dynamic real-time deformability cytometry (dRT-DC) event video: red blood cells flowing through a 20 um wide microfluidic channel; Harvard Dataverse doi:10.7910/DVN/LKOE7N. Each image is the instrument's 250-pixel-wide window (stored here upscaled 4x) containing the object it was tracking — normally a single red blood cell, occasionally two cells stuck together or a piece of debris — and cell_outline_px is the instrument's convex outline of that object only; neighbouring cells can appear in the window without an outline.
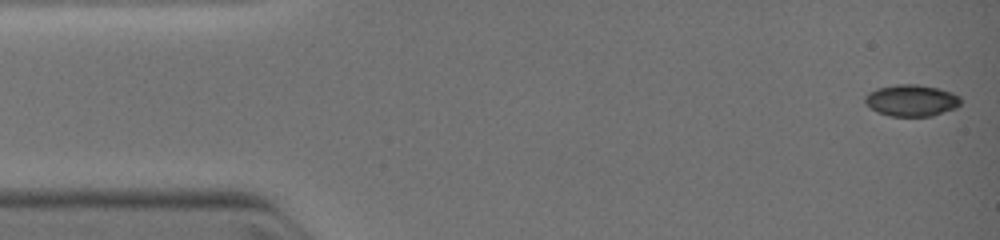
{"species": "common noctule bat (a hibernating species)", "species_latin": "Nyctalus noctula", "temperature_condition": "warm", "stored_images_in_passage": 38, "camera_frame_rate_fps": 3000, "um_per_image_px": 0.085, "animal": {"sex": "female", "body_mass_g": 19.0, "forearm_length_mm": 51.5}, "frame": {"image": 1, "passage_image": 1, "time_ms": 0.0, "image_size_px": [1000, 240], "cell_outline_px": [[960, 104], [956, 108], [932, 116], [892, 116], [880, 112], [872, 108], [864, 100], [864, 96], [868, 92], [876, 88], [896, 84], [916, 84], [940, 88], [952, 92], [960, 96]], "centroid_in_image_um": [77.5, 8.52], "position_along_channel_um": 7.5, "area_um2": 17.63}}
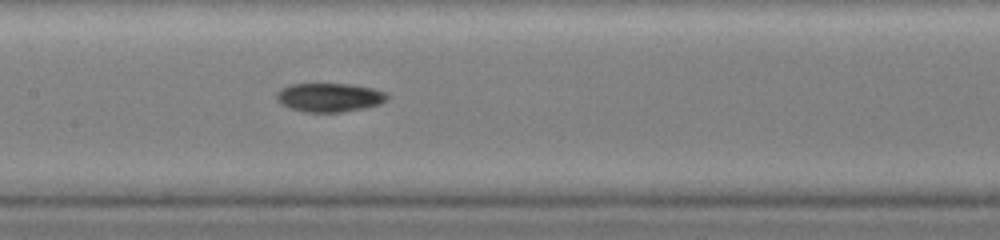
{"frame": {"image": 2, "passage_image": 18, "time_ms": 5.667, "image_size_px": [1000, 240], "cell_outline_px": [[388, 96], [380, 104], [340, 112], [304, 112], [280, 104], [276, 100], [276, 92], [280, 88], [288, 84], [348, 84], [372, 88], [388, 92]], "centroid_in_image_um": [27.94, 8.27], "position_along_channel_um": 179.5, "area_um2": 18.5}}
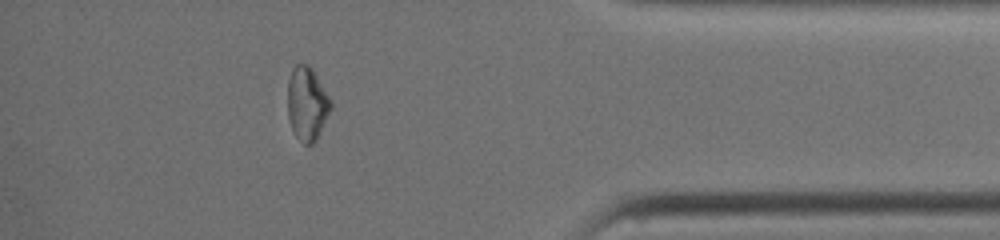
{"frame": {"image": 3, "passage_image": 33, "time_ms": 10.667, "image_size_px": [1000, 240], "cell_outline_px": [[332, 108], [316, 140], [312, 144], [304, 144], [296, 136], [292, 128], [288, 116], [288, 80], [292, 68], [296, 64], [308, 64], [312, 68], [332, 100]], "centroid_in_image_um": [26.11, 8.79], "position_along_channel_um": 409.1, "area_um2": 18.55}}